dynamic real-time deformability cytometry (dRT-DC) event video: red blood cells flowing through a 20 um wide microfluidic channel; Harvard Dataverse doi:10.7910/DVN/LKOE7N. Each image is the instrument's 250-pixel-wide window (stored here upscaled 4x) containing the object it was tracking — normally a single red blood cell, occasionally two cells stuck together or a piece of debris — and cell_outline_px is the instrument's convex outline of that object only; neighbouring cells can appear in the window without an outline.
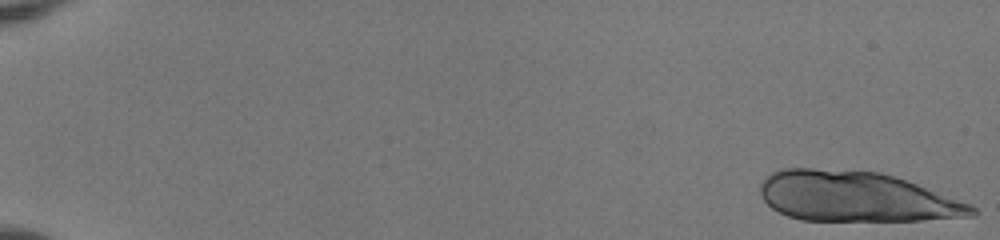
{"species": "human", "species_latin": "Homo sapiens", "temperature_condition": "room temperature", "stored_images_in_passage": 20, "camera_frame_rate_fps": 3000, "um_per_image_px": 0.085, "donor": {"sex": "female"}, "frame": {"image": 1, "passage_image": 1, "time_ms": 0.0, "image_size_px": [1000, 240], "cell_outline_px": [[980, 212], [976, 216], [920, 220], [800, 220], [788, 216], [772, 208], [760, 196], [760, 184], [772, 172], [784, 168], [812, 168], [880, 172], [896, 176], [972, 204]], "centroid_in_image_um": [72.8, 16.72], "position_along_channel_um": 12.2, "area_um2": 61.9}}